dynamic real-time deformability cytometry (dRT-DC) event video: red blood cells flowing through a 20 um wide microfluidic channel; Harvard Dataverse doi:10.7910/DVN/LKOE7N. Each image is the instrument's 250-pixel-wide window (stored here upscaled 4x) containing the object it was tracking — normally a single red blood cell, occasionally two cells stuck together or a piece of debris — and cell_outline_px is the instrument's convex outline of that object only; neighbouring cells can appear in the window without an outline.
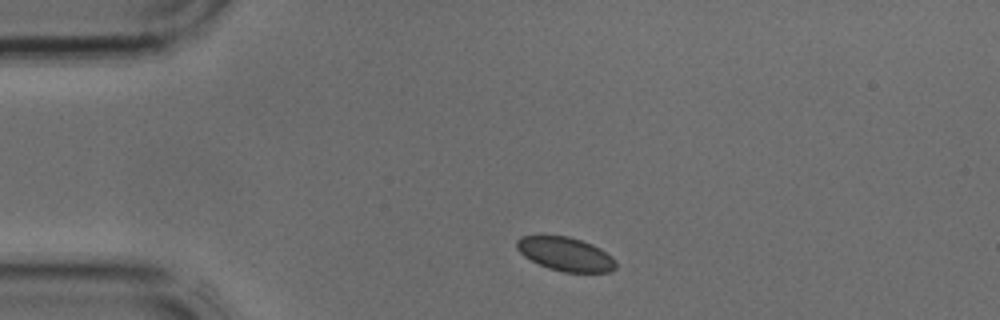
{"species": "common noctule bat (a hibernating species)", "species_latin": "Nyctalus noctula", "temperature_condition": "cold", "stored_images_in_passage": 2, "camera_frame_rate_fps": 3000, "um_per_image_px": 0.085, "animal": {"sex": "male", "body_mass_g": 17.9, "forearm_length_mm": 54.2}, "frame": {"image": 1, "passage_image": 1, "time_ms": 0.0, "image_size_px": [1000, 320], "cell_outline_px": [[616, 268], [612, 272], [564, 272], [548, 268], [524, 256], [516, 248], [516, 240], [520, 236], [568, 236], [592, 244], [600, 248], [612, 256], [616, 260]], "centroid_in_image_um": [48.09, 21.6], "position_along_channel_um": 36.9, "area_um2": 19.48}}